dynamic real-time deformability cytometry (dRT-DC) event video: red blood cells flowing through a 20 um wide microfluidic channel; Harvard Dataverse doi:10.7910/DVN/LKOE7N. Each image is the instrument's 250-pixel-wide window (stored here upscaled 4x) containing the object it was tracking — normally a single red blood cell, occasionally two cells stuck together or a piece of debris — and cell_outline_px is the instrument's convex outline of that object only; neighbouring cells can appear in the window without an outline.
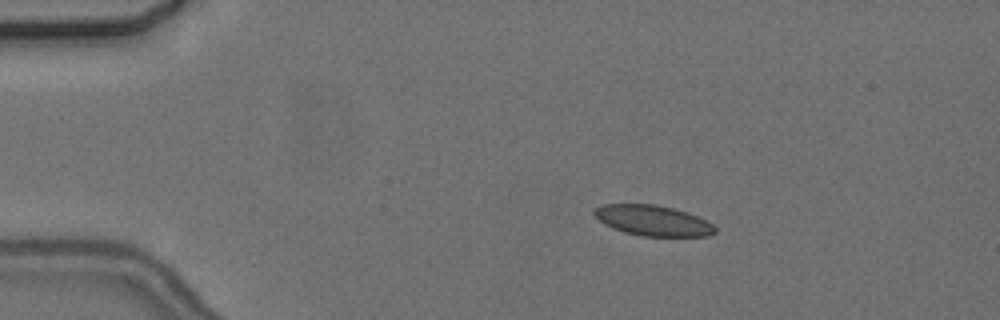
{"species": "common noctule bat (a hibernating species)", "species_latin": "Nyctalus noctula", "temperature_condition": "cold", "stored_images_in_passage": 5, "camera_frame_rate_fps": 3000, "um_per_image_px": 0.085, "animal": {"sex": "female", "body_mass_g": 24.6, "forearm_length_mm": 56.2}, "frame": {"image": 1, "passage_image": 3, "time_ms": 2.333, "image_size_px": [1000, 320], "cell_outline_px": [[716, 232], [708, 236], [640, 236], [624, 232], [612, 228], [604, 224], [592, 212], [596, 208], [604, 204], [656, 204], [688, 212], [712, 224], [716, 228]], "centroid_in_image_um": [55.49, 18.75], "position_along_channel_um": 29.5, "area_um2": 21.39}}